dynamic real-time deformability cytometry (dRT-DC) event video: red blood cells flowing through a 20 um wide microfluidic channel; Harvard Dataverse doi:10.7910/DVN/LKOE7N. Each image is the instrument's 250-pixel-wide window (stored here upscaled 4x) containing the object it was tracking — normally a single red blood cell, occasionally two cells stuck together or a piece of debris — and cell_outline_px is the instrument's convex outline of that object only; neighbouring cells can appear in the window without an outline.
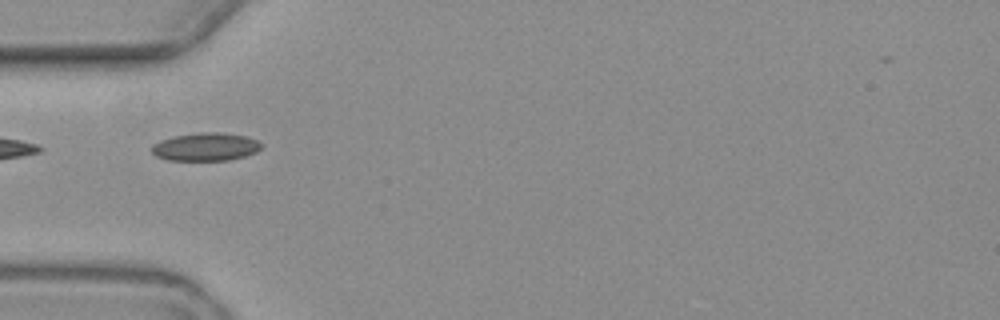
{"species": "common noctule bat (a hibernating species)", "species_latin": "Nyctalus noctula", "temperature_condition": "warm", "stored_images_in_passage": 2, "camera_frame_rate_fps": 3000, "um_per_image_px": 0.085, "animal": {"sex": "female", "body_mass_g": 19.3, "forearm_length_mm": 54.1}, "frame": {"image": 1, "passage_image": 1, "time_ms": 0.0, "image_size_px": [1000, 320], "cell_outline_px": [[264, 144], [256, 152], [244, 156], [228, 160], [168, 160], [156, 156], [152, 152], [152, 144], [160, 140], [176, 136], [200, 132], [220, 132], [244, 136], [256, 140]], "centroid_in_image_um": [17.47, 12.48], "position_along_channel_um": 67.5, "area_um2": 17.8}}
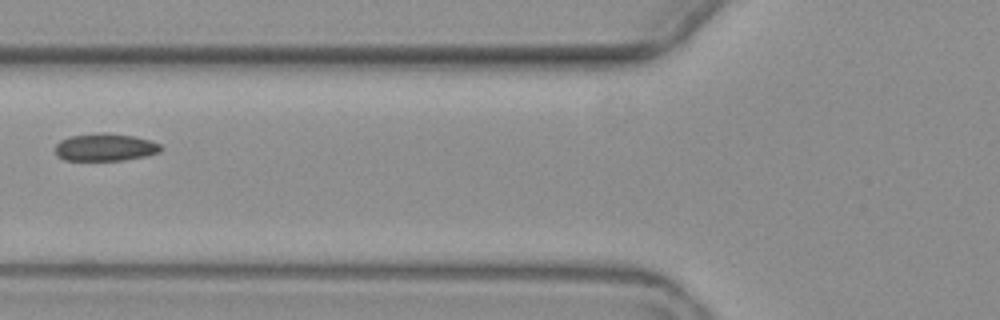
{"frame": {"image": 2, "passage_image": 2, "time_ms": 1.333, "image_size_px": [1000, 320], "cell_outline_px": [[164, 148], [160, 152], [144, 156], [124, 160], [64, 160], [56, 156], [56, 144], [60, 140], [68, 136], [104, 132], [132, 136], [148, 140], [160, 144]], "centroid_in_image_um": [8.92, 12.52], "position_along_channel_um": 116.9, "area_um2": 16.94}}